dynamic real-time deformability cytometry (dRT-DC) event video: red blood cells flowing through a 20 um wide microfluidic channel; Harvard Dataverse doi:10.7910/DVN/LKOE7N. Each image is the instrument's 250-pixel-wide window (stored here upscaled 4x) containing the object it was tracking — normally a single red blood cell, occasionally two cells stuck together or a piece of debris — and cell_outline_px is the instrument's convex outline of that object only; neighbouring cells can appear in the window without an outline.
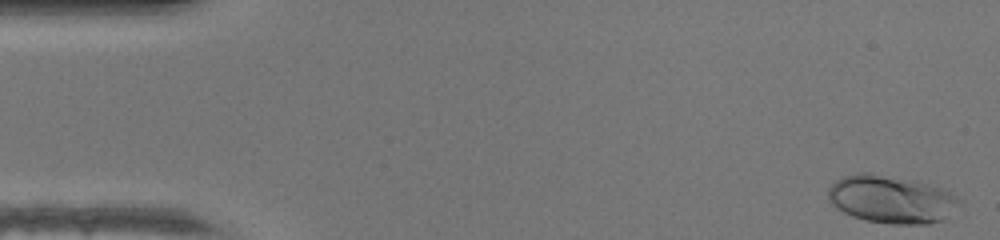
{"species": "human", "species_latin": "Homo sapiens", "temperature_condition": "warm", "stored_images_in_passage": 47, "camera_frame_rate_fps": 3000, "um_per_image_px": 0.085, "donor": {"sex": "female"}, "frame": {"image": 1, "passage_image": 1, "time_ms": 0.0, "image_size_px": [1000, 240], "cell_outline_px": [[960, 200], [944, 220], [928, 224], [888, 224], [868, 220], [852, 216], [844, 212], [832, 204], [828, 200], [828, 188], [836, 180], [844, 176], [860, 172], [864, 172], [928, 184], [940, 188], [948, 192]], "centroid_in_image_um": [75.7, 16.96], "position_along_channel_um": 9.3, "area_um2": 35.78}}
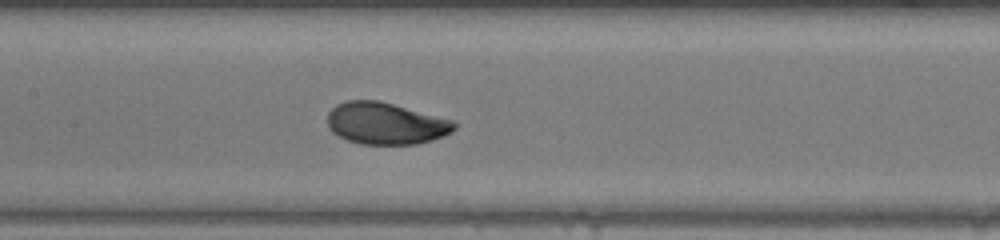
{"frame": {"image": 2, "passage_image": 22, "time_ms": 7.0, "image_size_px": [1000, 240], "cell_outline_px": [[460, 124], [452, 132], [444, 136], [432, 140], [416, 144], [360, 144], [348, 140], [332, 132], [328, 128], [328, 112], [336, 104], [344, 100], [380, 100], [456, 120]], "centroid_in_image_um": [32.84, 10.47], "position_along_channel_um": 174.6, "area_um2": 31.5}}
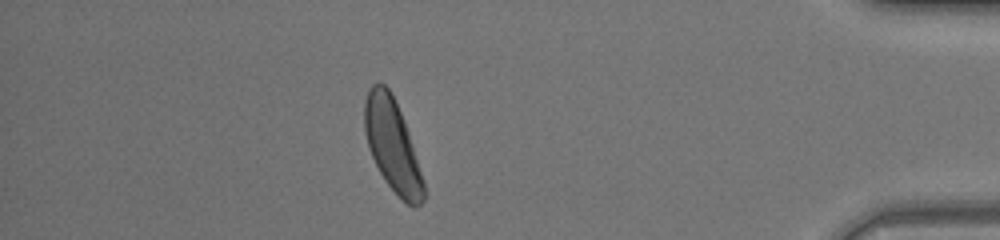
{"frame": {"image": 3, "passage_image": 41, "time_ms": 13.333, "image_size_px": [1000, 240], "cell_outline_px": [[424, 200], [416, 208], [412, 208], [384, 180], [368, 148], [364, 132], [364, 100], [368, 88], [372, 84], [380, 80], [388, 88], [404, 120], [408, 132], [424, 184]], "centroid_in_image_um": [33.31, 12.31], "position_along_channel_um": 401.9, "area_um2": 31.33}, "authors_computed_cell_mechanics": {"area_um2": 31.2698, "velocity_mm_per_s": 4.3428, "shape_relaxation_time_tau1_ms": 2.4326, "shape_relaxation_time_tau2_ms": null, "deformation_change_tau1": 0.1379, "deformation_change_tau2": null}}